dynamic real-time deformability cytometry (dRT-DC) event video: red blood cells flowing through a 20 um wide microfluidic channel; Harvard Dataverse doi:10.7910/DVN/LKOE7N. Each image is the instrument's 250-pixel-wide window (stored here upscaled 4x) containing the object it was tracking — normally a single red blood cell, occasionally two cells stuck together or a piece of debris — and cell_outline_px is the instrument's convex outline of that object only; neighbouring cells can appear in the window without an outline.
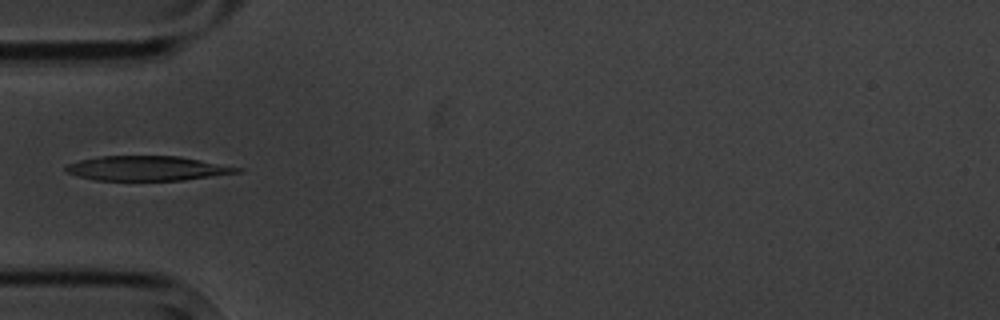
{"species": "common noctule bat (a hibernating species)", "species_latin": "Nyctalus noctula", "temperature_condition": "cold", "stored_images_in_passage": 1, "camera_frame_rate_fps": 3000, "um_per_image_px": 0.085, "animal": {"sex": "male", "body_mass_g": 20.1, "forearm_length_mm": 53.5}, "frame": {"image": 1, "passage_image": 1, "time_ms": 0.0, "image_size_px": [1000, 320], "cell_outline_px": [[244, 172], [184, 180], [96, 180], [80, 176], [68, 172], [64, 168], [68, 164], [80, 160], [100, 156], [180, 156], [244, 168]], "centroid_in_image_um": [12.6, 14.3], "position_along_channel_um": 72.4, "area_um2": 24.57}}